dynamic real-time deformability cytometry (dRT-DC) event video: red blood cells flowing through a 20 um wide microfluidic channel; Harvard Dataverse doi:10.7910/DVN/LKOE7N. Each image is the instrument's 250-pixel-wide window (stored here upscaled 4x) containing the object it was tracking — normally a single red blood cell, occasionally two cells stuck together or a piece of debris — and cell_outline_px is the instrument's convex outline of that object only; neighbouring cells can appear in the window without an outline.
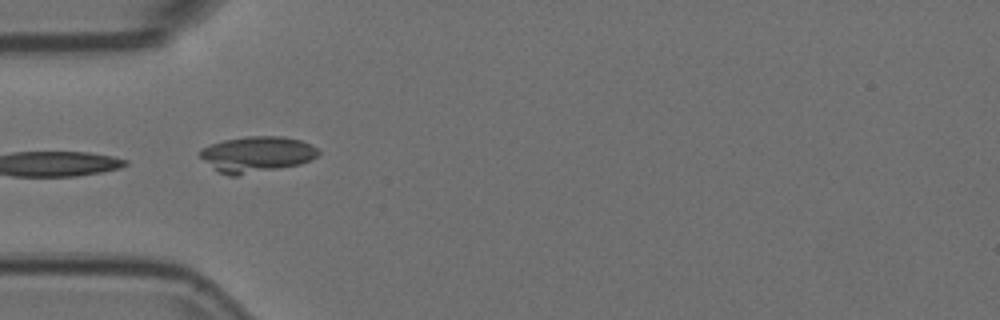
{"species": "Egyptian fruit bat (a non-hibernating species)", "species_latin": "Rousettus aegyptiacus", "temperature_condition": "room temperature", "stored_images_in_passage": 2, "camera_frame_rate_fps": 3000, "um_per_image_px": 0.085, "animal": {"sex": "female"}, "frame": {"image": 1, "passage_image": 1, "time_ms": 0.0, "image_size_px": [1000, 320], "cell_outline_px": [[320, 152], [316, 156], [300, 164], [236, 176], [228, 176], [212, 168], [200, 156], [200, 148], [224, 140], [248, 136], [284, 136], [300, 140], [316, 148]], "centroid_in_image_um": [21.79, 13.11], "position_along_channel_um": 63.2, "area_um2": 24.45}}